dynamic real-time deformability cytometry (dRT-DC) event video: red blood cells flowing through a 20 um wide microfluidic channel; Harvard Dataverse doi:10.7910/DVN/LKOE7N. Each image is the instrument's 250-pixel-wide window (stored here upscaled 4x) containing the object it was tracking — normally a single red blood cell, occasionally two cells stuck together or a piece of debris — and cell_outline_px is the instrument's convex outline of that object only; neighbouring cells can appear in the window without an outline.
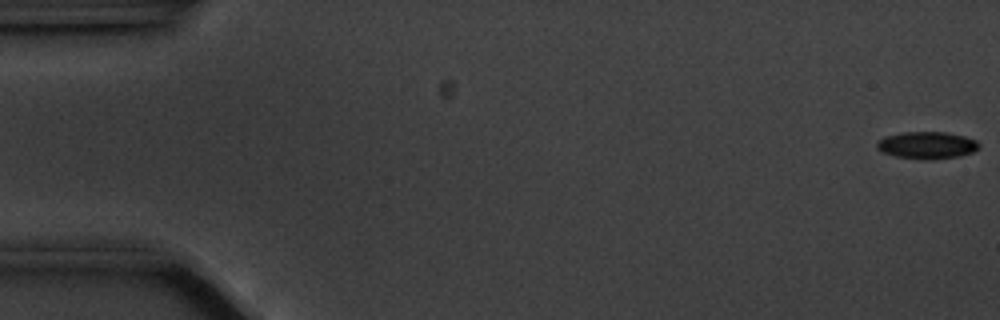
{"species": "common noctule bat (a hibernating species)", "species_latin": "Nyctalus noctula", "temperature_condition": "cold", "stored_images_in_passage": 57, "camera_frame_rate_fps": 3000, "um_per_image_px": 0.085, "animal": {"sex": "male", "body_mass_g": 20.1, "forearm_length_mm": 53.5}, "frame": {"image": 1, "passage_image": 1, "time_ms": 0.0, "image_size_px": [1000, 320], "cell_outline_px": [[980, 144], [972, 152], [960, 156], [932, 160], [924, 160], [896, 156], [884, 152], [876, 148], [876, 144], [884, 136], [904, 132], [944, 132], [964, 136], [976, 140]], "centroid_in_image_um": [78.79, 12.35], "position_along_channel_um": 6.2, "area_um2": 16.07}}
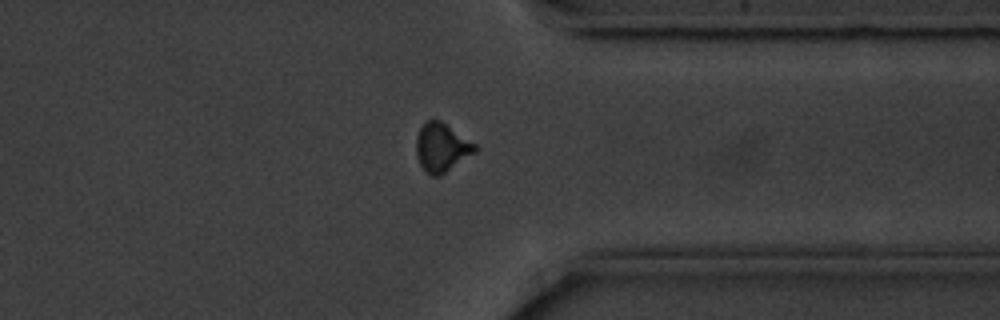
{"frame": {"image": 2, "passage_image": 44, "time_ms": 14.333, "image_size_px": [1000, 320], "cell_outline_px": [[480, 148], [476, 152], [440, 176], [432, 176], [420, 164], [416, 156], [416, 140], [420, 128], [428, 120], [440, 120], [476, 144]], "centroid_in_image_um": [37.56, 12.54], "position_along_channel_um": 373.8, "area_um2": 16.53}}
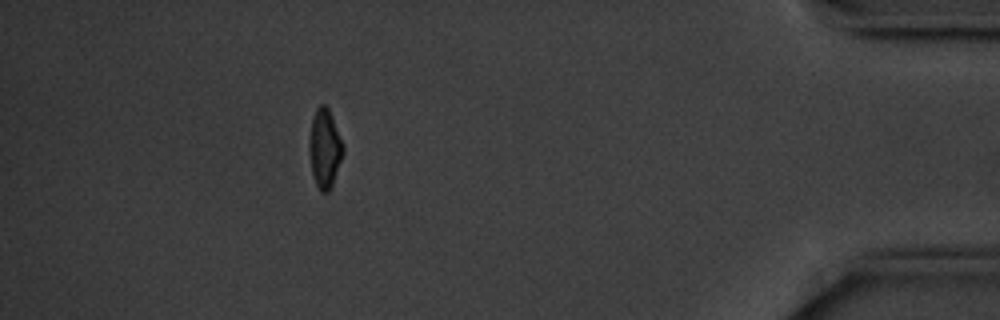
{"frame": {"image": 3, "passage_image": 51, "time_ms": 16.667, "image_size_px": [1000, 320], "cell_outline_px": [[344, 152], [332, 184], [328, 192], [320, 192], [312, 176], [308, 148], [308, 144], [312, 116], [316, 108], [320, 104], [324, 104], [328, 108], [344, 148]], "centroid_in_image_um": [27.56, 12.62], "position_along_channel_um": 407.6, "area_um2": 15.49}, "authors_computed_cell_mechanics": {"area_um2": 15.895, "velocity_mm_per_s": 3.5541, "shape_relaxation_time_tau1_ms": 2.8373, "shape_relaxation_time_tau2_ms": 3.1277, "deformation_change_tau1": 0.1019, "deformation_change_tau2": 0.0735}}